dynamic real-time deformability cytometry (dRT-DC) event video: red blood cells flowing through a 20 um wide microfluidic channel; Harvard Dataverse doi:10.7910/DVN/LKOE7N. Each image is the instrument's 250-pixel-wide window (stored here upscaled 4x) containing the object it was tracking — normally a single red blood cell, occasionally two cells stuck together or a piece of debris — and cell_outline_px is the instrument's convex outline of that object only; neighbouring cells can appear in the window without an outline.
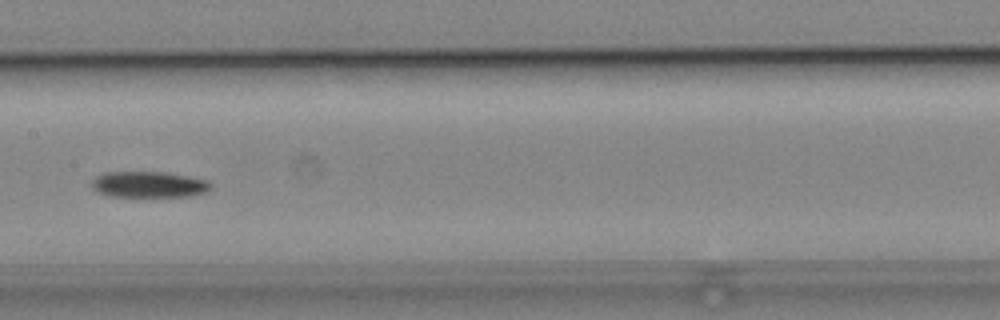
{"species": "common noctule bat (a hibernating species)", "species_latin": "Nyctalus noctula", "temperature_condition": "cold", "stored_images_in_passage": 7, "camera_frame_rate_fps": 3000, "um_per_image_px": 0.085, "animal": {"sex": "male", "body_mass_g": 19.2, "forearm_length_mm": 51.8}, "frame": {"image": 1, "passage_image": 7, "time_ms": 8.333, "image_size_px": [1000, 320], "cell_outline_px": [[212, 188], [208, 192], [188, 196], [112, 196], [100, 192], [92, 184], [92, 180], [96, 176], [104, 172], [168, 172], [208, 180], [212, 184]], "centroid_in_image_um": [12.73, 15.67], "position_along_channel_um": 194.7, "area_um2": 17.98}}